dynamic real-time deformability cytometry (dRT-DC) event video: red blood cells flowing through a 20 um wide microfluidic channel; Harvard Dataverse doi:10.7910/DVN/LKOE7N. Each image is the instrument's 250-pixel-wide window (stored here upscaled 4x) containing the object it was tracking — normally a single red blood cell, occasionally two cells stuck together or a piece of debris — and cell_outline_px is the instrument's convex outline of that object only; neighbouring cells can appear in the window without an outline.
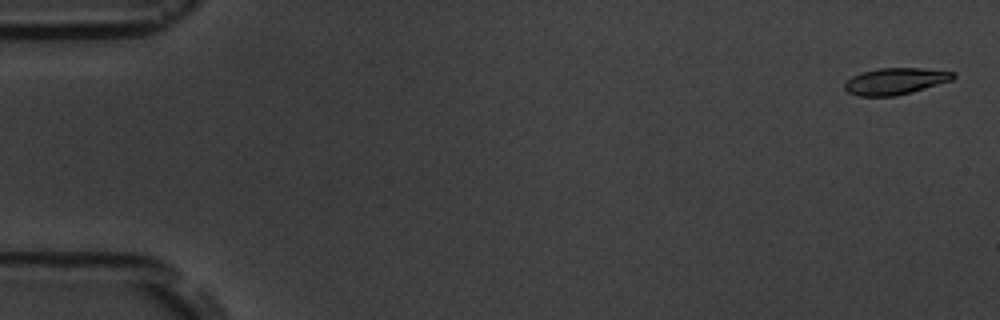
{"species": "common noctule bat (a hibernating species)", "species_latin": "Nyctalus noctula", "temperature_condition": "room temperature", "stored_images_in_passage": 10, "camera_frame_rate_fps": 3000, "um_per_image_px": 0.085, "animal": {"sex": "male", "body_mass_g": 19.5, "forearm_length_mm": 54.6}, "frame": {"image": 1, "passage_image": 1, "time_ms": 0.0, "image_size_px": [1000, 320], "cell_outline_px": [[956, 76], [952, 80], [912, 92], [896, 96], [856, 96], [848, 92], [844, 88], [844, 84], [852, 76], [860, 72], [880, 68], [920, 68], [956, 72]], "centroid_in_image_um": [76.1, 6.9], "position_along_channel_um": 8.9, "area_um2": 16.88}}
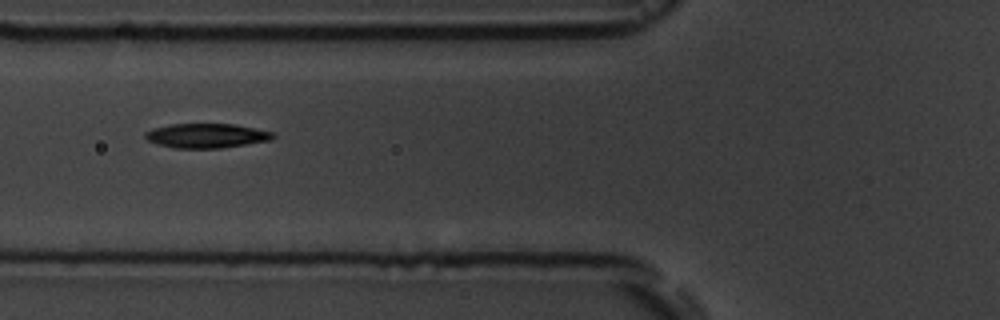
{"frame": {"image": 2, "passage_image": 6, "time_ms": 6.667, "image_size_px": [1000, 320], "cell_outline_px": [[276, 136], [272, 140], [220, 148], [176, 148], [156, 144], [148, 140], [144, 136], [144, 132], [152, 128], [172, 124], [232, 124], [276, 132]], "centroid_in_image_um": [17.56, 11.53], "position_along_channel_um": 108.2, "area_um2": 18.26}}
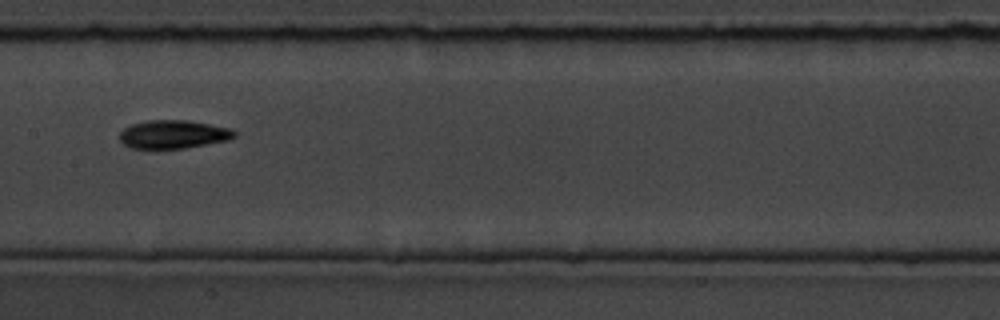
{"frame": {"image": 3, "passage_image": 8, "time_ms": 9.0, "image_size_px": [1000, 320], "cell_outline_px": [[236, 136], [228, 140], [184, 148], [132, 148], [124, 144], [120, 140], [120, 132], [124, 128], [132, 124], [148, 120], [188, 120], [232, 128], [236, 132]], "centroid_in_image_um": [14.75, 11.41], "position_along_channel_um": 192.6, "area_um2": 18.9}}